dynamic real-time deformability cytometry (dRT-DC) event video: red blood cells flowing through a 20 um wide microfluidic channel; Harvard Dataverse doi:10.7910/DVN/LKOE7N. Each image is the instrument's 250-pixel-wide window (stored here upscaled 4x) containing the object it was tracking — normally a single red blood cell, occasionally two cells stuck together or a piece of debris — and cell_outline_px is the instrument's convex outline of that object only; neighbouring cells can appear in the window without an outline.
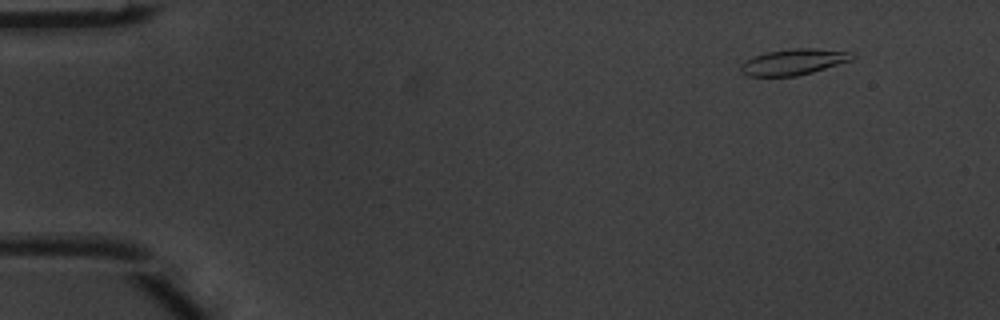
{"species": "common noctule bat (a hibernating species)", "species_latin": "Nyctalus noctula", "temperature_condition": "warm", "stored_images_in_passage": 4, "camera_frame_rate_fps": 3000, "um_per_image_px": 0.085, "animal": {"sex": "male", "body_mass_g": 20.1, "forearm_length_mm": 53.5}, "frame": {"image": 1, "passage_image": 2, "time_ms": 0.333, "image_size_px": [1000, 320], "cell_outline_px": [[856, 56], [852, 60], [812, 72], [796, 76], [744, 76], [740, 72], [740, 64], [752, 56], [768, 52], [792, 48], [816, 48], [852, 52]], "centroid_in_image_um": [67.43, 5.26], "position_along_channel_um": 17.6, "area_um2": 16.99}}